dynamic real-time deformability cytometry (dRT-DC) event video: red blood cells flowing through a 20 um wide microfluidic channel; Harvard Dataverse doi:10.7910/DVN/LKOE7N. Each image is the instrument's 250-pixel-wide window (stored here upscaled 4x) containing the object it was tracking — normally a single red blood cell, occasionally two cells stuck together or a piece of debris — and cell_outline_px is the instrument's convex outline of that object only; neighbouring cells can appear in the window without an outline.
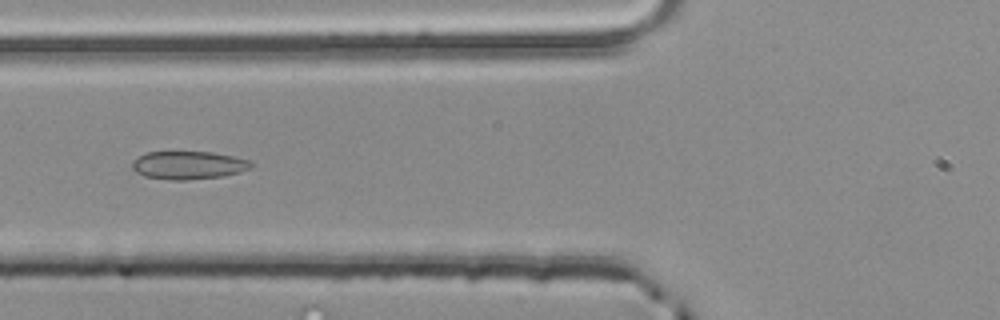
{"species": "common noctule bat (a hibernating species)", "species_latin": "Nyctalus noctula", "temperature_condition": "room temperature", "stored_images_in_passage": 4, "camera_frame_rate_fps": 3000, "um_per_image_px": 0.085, "animal": {"sex": "male", "body_mass_g": 20.4}, "frame": {"image": 1, "passage_image": 4, "time_ms": 1.0, "image_size_px": [1000, 320], "cell_outline_px": [[256, 164], [252, 168], [240, 172], [224, 176], [184, 180], [168, 180], [144, 176], [136, 172], [132, 168], [132, 160], [148, 152], [212, 152], [232, 156], [248, 160]], "centroid_in_image_um": [16.03, 14.05], "position_along_channel_um": 109.8, "area_um2": 19.54}}